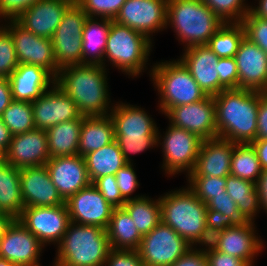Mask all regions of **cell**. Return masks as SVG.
I'll list each match as a JSON object with an SVG mask.
<instances>
[{
	"mask_svg": "<svg viewBox=\"0 0 267 266\" xmlns=\"http://www.w3.org/2000/svg\"><path fill=\"white\" fill-rule=\"evenodd\" d=\"M122 208L133 219L142 236L148 234L161 222L159 198L153 200L144 195L141 198L126 201Z\"/></svg>",
	"mask_w": 267,
	"mask_h": 266,
	"instance_id": "e575fe53",
	"label": "cell"
},
{
	"mask_svg": "<svg viewBox=\"0 0 267 266\" xmlns=\"http://www.w3.org/2000/svg\"><path fill=\"white\" fill-rule=\"evenodd\" d=\"M84 116L54 125L47 132L50 157L78 155L81 124Z\"/></svg>",
	"mask_w": 267,
	"mask_h": 266,
	"instance_id": "4dcf8cb0",
	"label": "cell"
},
{
	"mask_svg": "<svg viewBox=\"0 0 267 266\" xmlns=\"http://www.w3.org/2000/svg\"><path fill=\"white\" fill-rule=\"evenodd\" d=\"M8 80L13 100L31 103L55 83L46 69L30 64H19Z\"/></svg>",
	"mask_w": 267,
	"mask_h": 266,
	"instance_id": "484cf974",
	"label": "cell"
},
{
	"mask_svg": "<svg viewBox=\"0 0 267 266\" xmlns=\"http://www.w3.org/2000/svg\"><path fill=\"white\" fill-rule=\"evenodd\" d=\"M75 0H41L27 9L16 21L33 34L51 39L66 9Z\"/></svg>",
	"mask_w": 267,
	"mask_h": 266,
	"instance_id": "cb8c5ba5",
	"label": "cell"
},
{
	"mask_svg": "<svg viewBox=\"0 0 267 266\" xmlns=\"http://www.w3.org/2000/svg\"><path fill=\"white\" fill-rule=\"evenodd\" d=\"M11 215L0 212V238L5 234L6 229L14 221Z\"/></svg>",
	"mask_w": 267,
	"mask_h": 266,
	"instance_id": "6125c7cd",
	"label": "cell"
},
{
	"mask_svg": "<svg viewBox=\"0 0 267 266\" xmlns=\"http://www.w3.org/2000/svg\"><path fill=\"white\" fill-rule=\"evenodd\" d=\"M45 246L17 219L0 238V258L16 266H40L39 257Z\"/></svg>",
	"mask_w": 267,
	"mask_h": 266,
	"instance_id": "e0dca14e",
	"label": "cell"
},
{
	"mask_svg": "<svg viewBox=\"0 0 267 266\" xmlns=\"http://www.w3.org/2000/svg\"><path fill=\"white\" fill-rule=\"evenodd\" d=\"M219 93L224 89L239 88V74L234 57L219 58Z\"/></svg>",
	"mask_w": 267,
	"mask_h": 266,
	"instance_id": "7dc6e473",
	"label": "cell"
},
{
	"mask_svg": "<svg viewBox=\"0 0 267 266\" xmlns=\"http://www.w3.org/2000/svg\"><path fill=\"white\" fill-rule=\"evenodd\" d=\"M253 221L226 228L210 240V245L217 251L246 261L253 266L254 259L264 249L261 236H257ZM257 234V235H256Z\"/></svg>",
	"mask_w": 267,
	"mask_h": 266,
	"instance_id": "2e32d148",
	"label": "cell"
},
{
	"mask_svg": "<svg viewBox=\"0 0 267 266\" xmlns=\"http://www.w3.org/2000/svg\"><path fill=\"white\" fill-rule=\"evenodd\" d=\"M13 101L8 78H0V116Z\"/></svg>",
	"mask_w": 267,
	"mask_h": 266,
	"instance_id": "9f6ffc18",
	"label": "cell"
},
{
	"mask_svg": "<svg viewBox=\"0 0 267 266\" xmlns=\"http://www.w3.org/2000/svg\"><path fill=\"white\" fill-rule=\"evenodd\" d=\"M47 132L33 129L12 135L6 162L17 169L44 166L50 159Z\"/></svg>",
	"mask_w": 267,
	"mask_h": 266,
	"instance_id": "d6986e66",
	"label": "cell"
},
{
	"mask_svg": "<svg viewBox=\"0 0 267 266\" xmlns=\"http://www.w3.org/2000/svg\"><path fill=\"white\" fill-rule=\"evenodd\" d=\"M104 266H144L137 250L110 249Z\"/></svg>",
	"mask_w": 267,
	"mask_h": 266,
	"instance_id": "681fc988",
	"label": "cell"
},
{
	"mask_svg": "<svg viewBox=\"0 0 267 266\" xmlns=\"http://www.w3.org/2000/svg\"><path fill=\"white\" fill-rule=\"evenodd\" d=\"M106 232L111 249L137 250L143 237L123 208L113 209Z\"/></svg>",
	"mask_w": 267,
	"mask_h": 266,
	"instance_id": "f546056e",
	"label": "cell"
},
{
	"mask_svg": "<svg viewBox=\"0 0 267 266\" xmlns=\"http://www.w3.org/2000/svg\"><path fill=\"white\" fill-rule=\"evenodd\" d=\"M245 37L242 23H224L210 38L207 46L219 57H234Z\"/></svg>",
	"mask_w": 267,
	"mask_h": 266,
	"instance_id": "8d00e7d4",
	"label": "cell"
},
{
	"mask_svg": "<svg viewBox=\"0 0 267 266\" xmlns=\"http://www.w3.org/2000/svg\"><path fill=\"white\" fill-rule=\"evenodd\" d=\"M206 207L214 211H218L223 215L229 216L237 224L245 223L246 220L239 213L237 204L234 200L227 194L225 191L219 196L212 198L207 204Z\"/></svg>",
	"mask_w": 267,
	"mask_h": 266,
	"instance_id": "c3c4849f",
	"label": "cell"
},
{
	"mask_svg": "<svg viewBox=\"0 0 267 266\" xmlns=\"http://www.w3.org/2000/svg\"><path fill=\"white\" fill-rule=\"evenodd\" d=\"M168 0H126L113 21L146 35L166 29Z\"/></svg>",
	"mask_w": 267,
	"mask_h": 266,
	"instance_id": "4fadbf2b",
	"label": "cell"
},
{
	"mask_svg": "<svg viewBox=\"0 0 267 266\" xmlns=\"http://www.w3.org/2000/svg\"><path fill=\"white\" fill-rule=\"evenodd\" d=\"M65 204L71 222L104 229H107L114 209L92 183L71 195Z\"/></svg>",
	"mask_w": 267,
	"mask_h": 266,
	"instance_id": "ac0fdd59",
	"label": "cell"
},
{
	"mask_svg": "<svg viewBox=\"0 0 267 266\" xmlns=\"http://www.w3.org/2000/svg\"><path fill=\"white\" fill-rule=\"evenodd\" d=\"M152 44L146 35L112 20L104 53V67L106 62H110L122 73L136 78L146 70Z\"/></svg>",
	"mask_w": 267,
	"mask_h": 266,
	"instance_id": "52a82bcc",
	"label": "cell"
},
{
	"mask_svg": "<svg viewBox=\"0 0 267 266\" xmlns=\"http://www.w3.org/2000/svg\"><path fill=\"white\" fill-rule=\"evenodd\" d=\"M187 185L205 204L226 191V178L212 176H187Z\"/></svg>",
	"mask_w": 267,
	"mask_h": 266,
	"instance_id": "ab89813d",
	"label": "cell"
},
{
	"mask_svg": "<svg viewBox=\"0 0 267 266\" xmlns=\"http://www.w3.org/2000/svg\"><path fill=\"white\" fill-rule=\"evenodd\" d=\"M226 192L237 204L246 221H254L261 211L260 195L255 183L232 175L226 177Z\"/></svg>",
	"mask_w": 267,
	"mask_h": 266,
	"instance_id": "1f68e13d",
	"label": "cell"
},
{
	"mask_svg": "<svg viewBox=\"0 0 267 266\" xmlns=\"http://www.w3.org/2000/svg\"><path fill=\"white\" fill-rule=\"evenodd\" d=\"M223 23H241L250 11L245 0H201Z\"/></svg>",
	"mask_w": 267,
	"mask_h": 266,
	"instance_id": "f35d334b",
	"label": "cell"
},
{
	"mask_svg": "<svg viewBox=\"0 0 267 266\" xmlns=\"http://www.w3.org/2000/svg\"><path fill=\"white\" fill-rule=\"evenodd\" d=\"M17 220L44 246L51 243L57 246L71 222L66 204L54 207H24Z\"/></svg>",
	"mask_w": 267,
	"mask_h": 266,
	"instance_id": "7c38bea8",
	"label": "cell"
},
{
	"mask_svg": "<svg viewBox=\"0 0 267 266\" xmlns=\"http://www.w3.org/2000/svg\"><path fill=\"white\" fill-rule=\"evenodd\" d=\"M257 139H267V93L259 92Z\"/></svg>",
	"mask_w": 267,
	"mask_h": 266,
	"instance_id": "11a10c76",
	"label": "cell"
},
{
	"mask_svg": "<svg viewBox=\"0 0 267 266\" xmlns=\"http://www.w3.org/2000/svg\"><path fill=\"white\" fill-rule=\"evenodd\" d=\"M133 166V162L127 163L115 174L118 188L120 190L122 198L125 201L138 199L144 196L135 195L134 197H131V195H133V193L135 192L136 188L140 185Z\"/></svg>",
	"mask_w": 267,
	"mask_h": 266,
	"instance_id": "f6af8a7d",
	"label": "cell"
},
{
	"mask_svg": "<svg viewBox=\"0 0 267 266\" xmlns=\"http://www.w3.org/2000/svg\"><path fill=\"white\" fill-rule=\"evenodd\" d=\"M149 73L160 95L158 107L163 114L172 107L191 104L207 97L180 59L157 62Z\"/></svg>",
	"mask_w": 267,
	"mask_h": 266,
	"instance_id": "8992f818",
	"label": "cell"
},
{
	"mask_svg": "<svg viewBox=\"0 0 267 266\" xmlns=\"http://www.w3.org/2000/svg\"><path fill=\"white\" fill-rule=\"evenodd\" d=\"M0 117L12 135L35 129L31 102L13 100Z\"/></svg>",
	"mask_w": 267,
	"mask_h": 266,
	"instance_id": "74e56055",
	"label": "cell"
},
{
	"mask_svg": "<svg viewBox=\"0 0 267 266\" xmlns=\"http://www.w3.org/2000/svg\"><path fill=\"white\" fill-rule=\"evenodd\" d=\"M31 105L35 129L47 131L56 124L82 116L76 103L55 83Z\"/></svg>",
	"mask_w": 267,
	"mask_h": 266,
	"instance_id": "9a60e30c",
	"label": "cell"
},
{
	"mask_svg": "<svg viewBox=\"0 0 267 266\" xmlns=\"http://www.w3.org/2000/svg\"><path fill=\"white\" fill-rule=\"evenodd\" d=\"M87 18L75 1L64 12L51 38L55 60L60 69L83 64L82 32Z\"/></svg>",
	"mask_w": 267,
	"mask_h": 266,
	"instance_id": "9c48e42d",
	"label": "cell"
},
{
	"mask_svg": "<svg viewBox=\"0 0 267 266\" xmlns=\"http://www.w3.org/2000/svg\"><path fill=\"white\" fill-rule=\"evenodd\" d=\"M6 163V151L0 148V166Z\"/></svg>",
	"mask_w": 267,
	"mask_h": 266,
	"instance_id": "be15d7a7",
	"label": "cell"
},
{
	"mask_svg": "<svg viewBox=\"0 0 267 266\" xmlns=\"http://www.w3.org/2000/svg\"><path fill=\"white\" fill-rule=\"evenodd\" d=\"M237 223L229 216L207 208L206 227L209 234V243L212 237L223 232L226 228L235 227Z\"/></svg>",
	"mask_w": 267,
	"mask_h": 266,
	"instance_id": "816d5d0a",
	"label": "cell"
},
{
	"mask_svg": "<svg viewBox=\"0 0 267 266\" xmlns=\"http://www.w3.org/2000/svg\"><path fill=\"white\" fill-rule=\"evenodd\" d=\"M107 80L103 65L77 64L60 69L55 84L76 103L83 116H104L114 107Z\"/></svg>",
	"mask_w": 267,
	"mask_h": 266,
	"instance_id": "6da1fadb",
	"label": "cell"
},
{
	"mask_svg": "<svg viewBox=\"0 0 267 266\" xmlns=\"http://www.w3.org/2000/svg\"><path fill=\"white\" fill-rule=\"evenodd\" d=\"M169 123L197 134L201 139L218 138L213 96L187 105L170 108L165 114Z\"/></svg>",
	"mask_w": 267,
	"mask_h": 266,
	"instance_id": "5bb4252c",
	"label": "cell"
},
{
	"mask_svg": "<svg viewBox=\"0 0 267 266\" xmlns=\"http://www.w3.org/2000/svg\"><path fill=\"white\" fill-rule=\"evenodd\" d=\"M171 266H208L205 249L191 247L182 257L178 258Z\"/></svg>",
	"mask_w": 267,
	"mask_h": 266,
	"instance_id": "db71d44e",
	"label": "cell"
},
{
	"mask_svg": "<svg viewBox=\"0 0 267 266\" xmlns=\"http://www.w3.org/2000/svg\"><path fill=\"white\" fill-rule=\"evenodd\" d=\"M236 143L221 138L203 140L193 171L188 176L226 178Z\"/></svg>",
	"mask_w": 267,
	"mask_h": 266,
	"instance_id": "d4e9b609",
	"label": "cell"
},
{
	"mask_svg": "<svg viewBox=\"0 0 267 266\" xmlns=\"http://www.w3.org/2000/svg\"><path fill=\"white\" fill-rule=\"evenodd\" d=\"M24 207H54L65 204L44 166L20 169Z\"/></svg>",
	"mask_w": 267,
	"mask_h": 266,
	"instance_id": "7402d4cb",
	"label": "cell"
},
{
	"mask_svg": "<svg viewBox=\"0 0 267 266\" xmlns=\"http://www.w3.org/2000/svg\"><path fill=\"white\" fill-rule=\"evenodd\" d=\"M111 23L112 20L108 18L86 19L82 32L83 64L104 66V53Z\"/></svg>",
	"mask_w": 267,
	"mask_h": 266,
	"instance_id": "83f0119b",
	"label": "cell"
},
{
	"mask_svg": "<svg viewBox=\"0 0 267 266\" xmlns=\"http://www.w3.org/2000/svg\"><path fill=\"white\" fill-rule=\"evenodd\" d=\"M90 181L106 175H115L127 162L116 140L84 156Z\"/></svg>",
	"mask_w": 267,
	"mask_h": 266,
	"instance_id": "d6a6232c",
	"label": "cell"
},
{
	"mask_svg": "<svg viewBox=\"0 0 267 266\" xmlns=\"http://www.w3.org/2000/svg\"><path fill=\"white\" fill-rule=\"evenodd\" d=\"M109 116L114 125V136H157L155 121L137 105L116 102Z\"/></svg>",
	"mask_w": 267,
	"mask_h": 266,
	"instance_id": "4316f807",
	"label": "cell"
},
{
	"mask_svg": "<svg viewBox=\"0 0 267 266\" xmlns=\"http://www.w3.org/2000/svg\"><path fill=\"white\" fill-rule=\"evenodd\" d=\"M251 144L257 153L263 171L267 170V139H256Z\"/></svg>",
	"mask_w": 267,
	"mask_h": 266,
	"instance_id": "6f0895ef",
	"label": "cell"
},
{
	"mask_svg": "<svg viewBox=\"0 0 267 266\" xmlns=\"http://www.w3.org/2000/svg\"><path fill=\"white\" fill-rule=\"evenodd\" d=\"M3 25L12 35L19 64H30L46 69L54 78L60 70L55 60L52 40L37 36L16 20Z\"/></svg>",
	"mask_w": 267,
	"mask_h": 266,
	"instance_id": "8fae6325",
	"label": "cell"
},
{
	"mask_svg": "<svg viewBox=\"0 0 267 266\" xmlns=\"http://www.w3.org/2000/svg\"><path fill=\"white\" fill-rule=\"evenodd\" d=\"M19 65L11 33L0 25V78H9Z\"/></svg>",
	"mask_w": 267,
	"mask_h": 266,
	"instance_id": "60d3db41",
	"label": "cell"
},
{
	"mask_svg": "<svg viewBox=\"0 0 267 266\" xmlns=\"http://www.w3.org/2000/svg\"><path fill=\"white\" fill-rule=\"evenodd\" d=\"M57 246L53 266H104L111 249L106 229L74 222Z\"/></svg>",
	"mask_w": 267,
	"mask_h": 266,
	"instance_id": "277c9868",
	"label": "cell"
},
{
	"mask_svg": "<svg viewBox=\"0 0 267 266\" xmlns=\"http://www.w3.org/2000/svg\"><path fill=\"white\" fill-rule=\"evenodd\" d=\"M241 23L245 30V37L267 54V19L258 18L249 11Z\"/></svg>",
	"mask_w": 267,
	"mask_h": 266,
	"instance_id": "ee69618b",
	"label": "cell"
},
{
	"mask_svg": "<svg viewBox=\"0 0 267 266\" xmlns=\"http://www.w3.org/2000/svg\"><path fill=\"white\" fill-rule=\"evenodd\" d=\"M11 138L12 134L10 133L9 129L5 126L0 117V148L7 151L11 142Z\"/></svg>",
	"mask_w": 267,
	"mask_h": 266,
	"instance_id": "91938a15",
	"label": "cell"
},
{
	"mask_svg": "<svg viewBox=\"0 0 267 266\" xmlns=\"http://www.w3.org/2000/svg\"><path fill=\"white\" fill-rule=\"evenodd\" d=\"M261 202V209L267 213V170H264L256 184Z\"/></svg>",
	"mask_w": 267,
	"mask_h": 266,
	"instance_id": "680465c9",
	"label": "cell"
},
{
	"mask_svg": "<svg viewBox=\"0 0 267 266\" xmlns=\"http://www.w3.org/2000/svg\"><path fill=\"white\" fill-rule=\"evenodd\" d=\"M45 166L52 183L65 201L92 183L85 158L81 155L52 157Z\"/></svg>",
	"mask_w": 267,
	"mask_h": 266,
	"instance_id": "ffe728a7",
	"label": "cell"
},
{
	"mask_svg": "<svg viewBox=\"0 0 267 266\" xmlns=\"http://www.w3.org/2000/svg\"><path fill=\"white\" fill-rule=\"evenodd\" d=\"M192 247L162 221L142 237L137 249L144 266H171Z\"/></svg>",
	"mask_w": 267,
	"mask_h": 266,
	"instance_id": "30bf717a",
	"label": "cell"
},
{
	"mask_svg": "<svg viewBox=\"0 0 267 266\" xmlns=\"http://www.w3.org/2000/svg\"><path fill=\"white\" fill-rule=\"evenodd\" d=\"M161 221L176 231L192 247L209 244L207 207L187 186L159 197Z\"/></svg>",
	"mask_w": 267,
	"mask_h": 266,
	"instance_id": "3957f363",
	"label": "cell"
},
{
	"mask_svg": "<svg viewBox=\"0 0 267 266\" xmlns=\"http://www.w3.org/2000/svg\"><path fill=\"white\" fill-rule=\"evenodd\" d=\"M126 0H75L91 18H108L114 20Z\"/></svg>",
	"mask_w": 267,
	"mask_h": 266,
	"instance_id": "b9f144b4",
	"label": "cell"
},
{
	"mask_svg": "<svg viewBox=\"0 0 267 266\" xmlns=\"http://www.w3.org/2000/svg\"><path fill=\"white\" fill-rule=\"evenodd\" d=\"M38 1L41 0H0V19L17 20Z\"/></svg>",
	"mask_w": 267,
	"mask_h": 266,
	"instance_id": "f907efd6",
	"label": "cell"
},
{
	"mask_svg": "<svg viewBox=\"0 0 267 266\" xmlns=\"http://www.w3.org/2000/svg\"><path fill=\"white\" fill-rule=\"evenodd\" d=\"M127 163H132L131 155L149 148L158 147L157 136H114Z\"/></svg>",
	"mask_w": 267,
	"mask_h": 266,
	"instance_id": "7bdbcfd3",
	"label": "cell"
},
{
	"mask_svg": "<svg viewBox=\"0 0 267 266\" xmlns=\"http://www.w3.org/2000/svg\"><path fill=\"white\" fill-rule=\"evenodd\" d=\"M218 138L236 144L257 139L259 92L247 89H224L213 96Z\"/></svg>",
	"mask_w": 267,
	"mask_h": 266,
	"instance_id": "7a4b0ae2",
	"label": "cell"
},
{
	"mask_svg": "<svg viewBox=\"0 0 267 266\" xmlns=\"http://www.w3.org/2000/svg\"><path fill=\"white\" fill-rule=\"evenodd\" d=\"M239 88L267 93V54L244 37L234 56Z\"/></svg>",
	"mask_w": 267,
	"mask_h": 266,
	"instance_id": "44dd1931",
	"label": "cell"
},
{
	"mask_svg": "<svg viewBox=\"0 0 267 266\" xmlns=\"http://www.w3.org/2000/svg\"><path fill=\"white\" fill-rule=\"evenodd\" d=\"M180 60L207 96L219 94V57L207 45L184 48Z\"/></svg>",
	"mask_w": 267,
	"mask_h": 266,
	"instance_id": "603a6c76",
	"label": "cell"
},
{
	"mask_svg": "<svg viewBox=\"0 0 267 266\" xmlns=\"http://www.w3.org/2000/svg\"><path fill=\"white\" fill-rule=\"evenodd\" d=\"M23 208L20 170L6 162L0 166V212L17 219Z\"/></svg>",
	"mask_w": 267,
	"mask_h": 266,
	"instance_id": "836d02e7",
	"label": "cell"
},
{
	"mask_svg": "<svg viewBox=\"0 0 267 266\" xmlns=\"http://www.w3.org/2000/svg\"><path fill=\"white\" fill-rule=\"evenodd\" d=\"M263 169L251 143L236 144L231 156L230 175L257 184Z\"/></svg>",
	"mask_w": 267,
	"mask_h": 266,
	"instance_id": "d590c367",
	"label": "cell"
},
{
	"mask_svg": "<svg viewBox=\"0 0 267 266\" xmlns=\"http://www.w3.org/2000/svg\"><path fill=\"white\" fill-rule=\"evenodd\" d=\"M208 266H250L246 261L215 250L210 244L205 245Z\"/></svg>",
	"mask_w": 267,
	"mask_h": 266,
	"instance_id": "f5cc1de1",
	"label": "cell"
},
{
	"mask_svg": "<svg viewBox=\"0 0 267 266\" xmlns=\"http://www.w3.org/2000/svg\"><path fill=\"white\" fill-rule=\"evenodd\" d=\"M224 23L201 0H168L166 27L174 29L184 48L207 45Z\"/></svg>",
	"mask_w": 267,
	"mask_h": 266,
	"instance_id": "5b68a950",
	"label": "cell"
},
{
	"mask_svg": "<svg viewBox=\"0 0 267 266\" xmlns=\"http://www.w3.org/2000/svg\"><path fill=\"white\" fill-rule=\"evenodd\" d=\"M259 3L256 6L250 7V12L261 19H267V0H258Z\"/></svg>",
	"mask_w": 267,
	"mask_h": 266,
	"instance_id": "94428289",
	"label": "cell"
},
{
	"mask_svg": "<svg viewBox=\"0 0 267 266\" xmlns=\"http://www.w3.org/2000/svg\"><path fill=\"white\" fill-rule=\"evenodd\" d=\"M165 135L157 133V145H162L165 174L176 175L186 171L188 176L194 169L203 139L197 134L169 124ZM163 140H161V139ZM162 141V143H161Z\"/></svg>",
	"mask_w": 267,
	"mask_h": 266,
	"instance_id": "ba28073f",
	"label": "cell"
},
{
	"mask_svg": "<svg viewBox=\"0 0 267 266\" xmlns=\"http://www.w3.org/2000/svg\"><path fill=\"white\" fill-rule=\"evenodd\" d=\"M114 125L109 115L84 116L78 145V155L84 157L113 142Z\"/></svg>",
	"mask_w": 267,
	"mask_h": 266,
	"instance_id": "f1b7e54d",
	"label": "cell"
},
{
	"mask_svg": "<svg viewBox=\"0 0 267 266\" xmlns=\"http://www.w3.org/2000/svg\"><path fill=\"white\" fill-rule=\"evenodd\" d=\"M0 266H16V265L8 261L7 259L0 258Z\"/></svg>",
	"mask_w": 267,
	"mask_h": 266,
	"instance_id": "e7e4bbea",
	"label": "cell"
},
{
	"mask_svg": "<svg viewBox=\"0 0 267 266\" xmlns=\"http://www.w3.org/2000/svg\"><path fill=\"white\" fill-rule=\"evenodd\" d=\"M92 184L112 207L122 208L126 202L121 196L115 175L102 176L97 178Z\"/></svg>",
	"mask_w": 267,
	"mask_h": 266,
	"instance_id": "bcb514c9",
	"label": "cell"
}]
</instances>
